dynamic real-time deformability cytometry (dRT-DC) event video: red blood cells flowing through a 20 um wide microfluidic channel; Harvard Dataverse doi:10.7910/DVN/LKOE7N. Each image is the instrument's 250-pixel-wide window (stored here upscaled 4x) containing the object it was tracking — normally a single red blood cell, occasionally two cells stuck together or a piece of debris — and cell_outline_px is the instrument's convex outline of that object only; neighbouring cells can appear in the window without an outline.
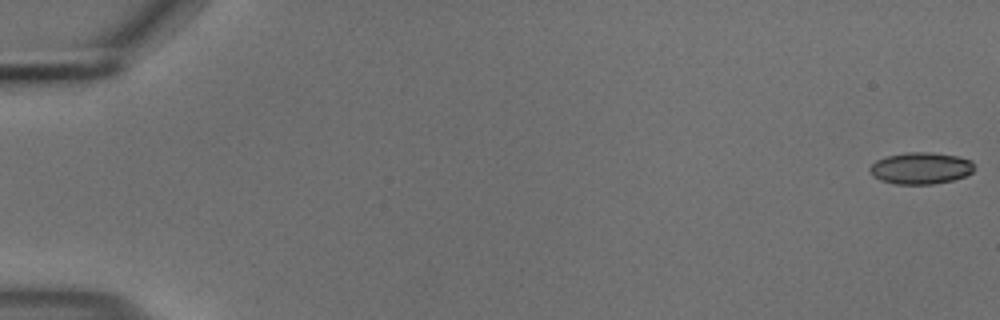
{"species": "common noctule bat (a hibernating species)", "species_latin": "Nyctalus noctula", "temperature_condition": "cold", "stored_images_in_passage": 55, "camera_frame_rate_fps": 3000, "um_per_image_px": 0.085, "animal": {"sex": "male", "body_mass_g": 18.8}, "frame": {"image": 1, "passage_image": 1, "time_ms": 0.0, "image_size_px": [1000, 320], "cell_outline_px": [[972, 172], [964, 176], [952, 180], [932, 184], [896, 184], [880, 180], [872, 176], [868, 168], [876, 160], [888, 156], [908, 152], [928, 152], [956, 156], [972, 160]], "centroid_in_image_um": [78.22, 14.3], "position_along_channel_um": 6.8, "area_um2": 19.13}}
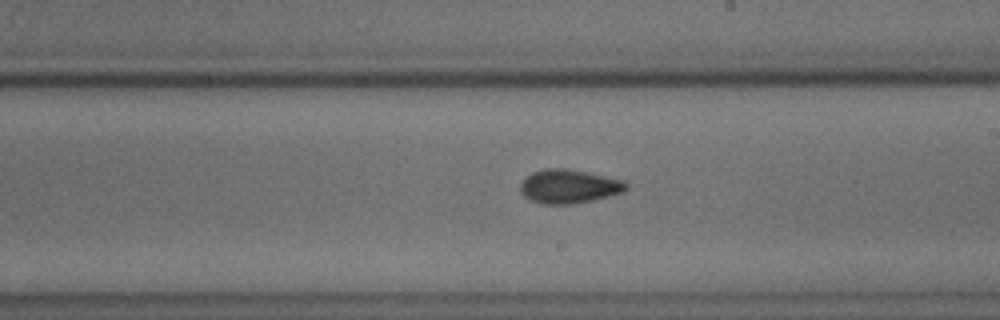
{"frame": {"image": 2, "passage_image": 33, "time_ms": 10.667, "image_size_px": [1000, 320], "cell_outline_px": [[628, 188], [624, 192], [592, 200], [572, 204], [540, 204], [524, 196], [520, 192], [520, 184], [532, 172], [544, 168], [564, 168], [624, 180], [628, 184]], "centroid_in_image_um": [48.35, 15.85], "position_along_channel_um": 240.6, "area_um2": 20.75}}
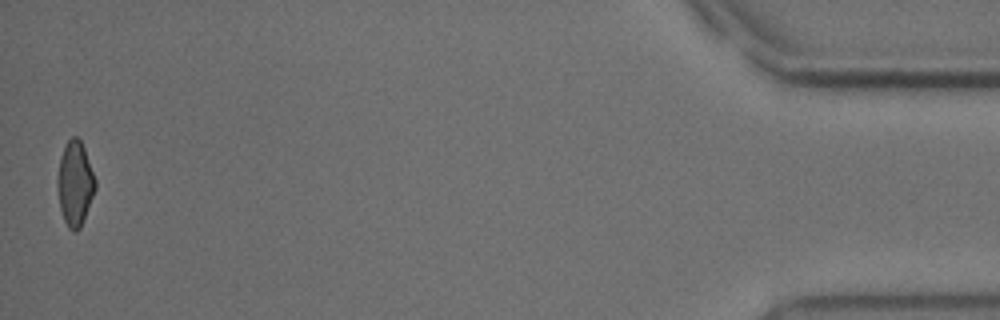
{"frame": {"image": 3, "passage_image": 55, "time_ms": 18.0, "image_size_px": [1000, 320], "cell_outline_px": [[96, 188], [80, 228], [76, 232], [72, 232], [68, 228], [64, 220], [60, 208], [56, 184], [56, 180], [60, 156], [64, 144], [72, 136], [76, 136], [80, 140], [84, 148], [96, 180]], "centroid_in_image_um": [6.35, 15.59], "position_along_channel_um": 428.8, "area_um2": 18.79}, "authors_computed_cell_mechanics": {"area_um2": 19.8254, "velocity_mm_per_s": 3.716, "shape_relaxation_time_tau1_ms": 8.6919, "shape_relaxation_time_tau2_ms": 1.3798, "deformation_change_tau1": 0.1514, "deformation_change_tau2": 0.0626}}